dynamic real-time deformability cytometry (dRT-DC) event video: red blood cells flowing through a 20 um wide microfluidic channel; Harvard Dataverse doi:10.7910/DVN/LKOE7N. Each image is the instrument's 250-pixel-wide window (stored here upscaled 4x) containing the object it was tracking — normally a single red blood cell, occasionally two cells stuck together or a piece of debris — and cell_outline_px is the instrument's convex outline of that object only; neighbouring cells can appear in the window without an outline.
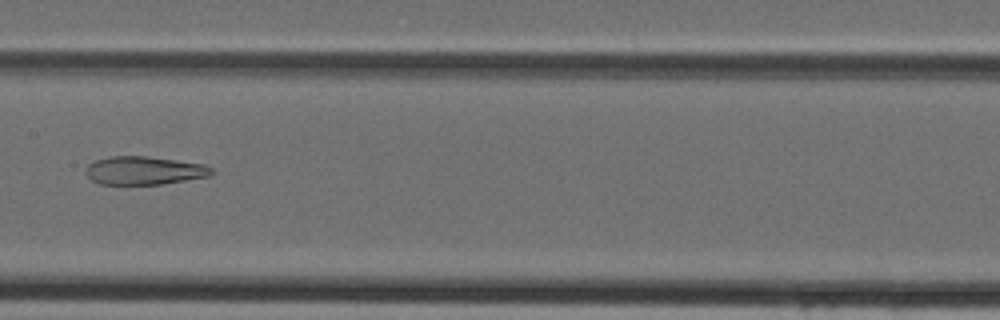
{"species": "Egyptian fruit bat (a non-hibernating species)", "species_latin": "Rousettus aegyptiacus", "temperature_condition": "cold", "stored_images_in_passage": 34, "camera_frame_rate_fps": 3000, "um_per_image_px": 0.085, "animal": {"sex": "female"}, "frame": {"image": 1, "passage_image": 12, "time_ms": 3.667, "image_size_px": [1000, 320], "cell_outline_px": [[216, 172], [212, 176], [160, 184], [100, 184], [92, 180], [84, 172], [88, 164], [96, 160], [108, 156], [148, 156], [204, 164], [212, 168]], "centroid_in_image_um": [12.28, 14.49], "position_along_channel_um": 195.1, "area_um2": 20.87}}
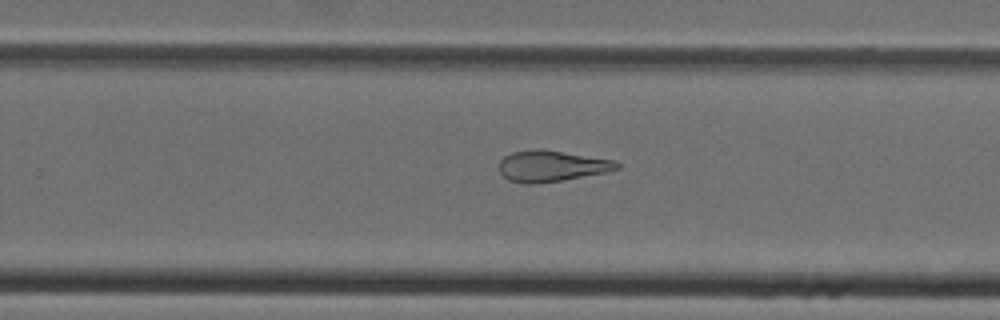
{"frame": {"image": 2, "passage_image": 18, "time_ms": 5.667, "image_size_px": [1000, 320], "cell_outline_px": [[620, 168], [608, 172], [536, 184], [528, 184], [508, 180], [496, 168], [500, 160], [504, 156], [512, 152], [536, 148], [540, 148], [616, 160], [620, 164]], "centroid_in_image_um": [46.86, 14.1], "position_along_channel_um": 282.9, "area_um2": 21.62}}
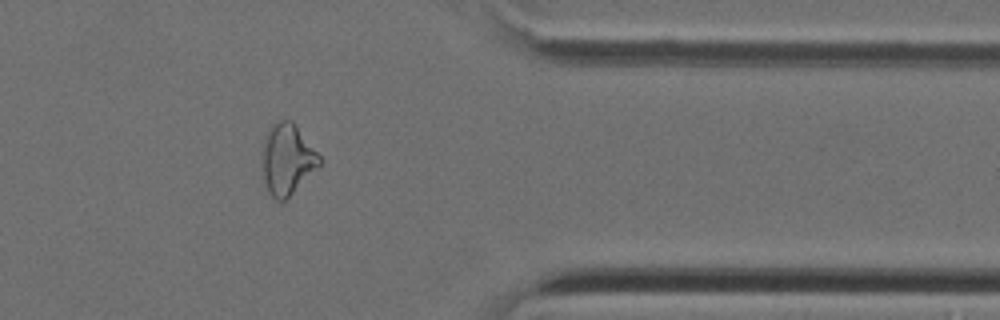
{"frame": {"image": 3, "passage_image": 26, "time_ms": 8.333, "image_size_px": [1000, 320], "cell_outline_px": [[324, 160], [284, 200], [276, 200], [268, 192], [264, 184], [260, 156], [260, 152], [264, 140], [272, 124], [280, 120], [292, 120]], "centroid_in_image_um": [24.37, 13.51], "position_along_channel_um": 387.0, "area_um2": 23.58}}